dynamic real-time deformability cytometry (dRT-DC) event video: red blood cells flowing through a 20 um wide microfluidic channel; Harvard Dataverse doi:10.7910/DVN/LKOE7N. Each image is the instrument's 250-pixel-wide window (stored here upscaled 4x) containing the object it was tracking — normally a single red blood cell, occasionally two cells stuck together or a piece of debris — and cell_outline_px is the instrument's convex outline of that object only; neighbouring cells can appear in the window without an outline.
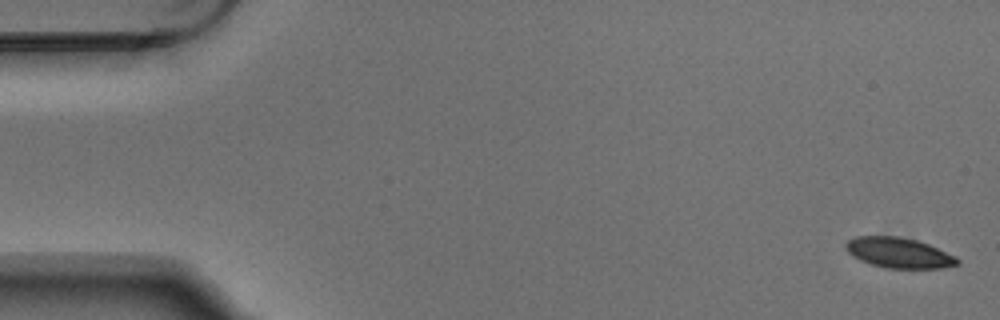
{"species": "Egyptian fruit bat (a non-hibernating species)", "species_latin": "Rousettus aegyptiacus", "temperature_condition": "warm", "stored_images_in_passage": 5, "camera_frame_rate_fps": 3000, "um_per_image_px": 0.085, "animal": {"sex": "male"}, "frame": {"image": 1, "passage_image": 1, "time_ms": 0.0, "image_size_px": [1000, 320], "cell_outline_px": [[960, 264], [940, 268], [884, 268], [860, 260], [852, 256], [844, 248], [844, 244], [848, 240], [856, 236], [900, 236], [916, 240], [928, 244], [956, 256], [960, 260]], "centroid_in_image_um": [76.39, 21.48], "position_along_channel_um": 8.6, "area_um2": 19.83}}